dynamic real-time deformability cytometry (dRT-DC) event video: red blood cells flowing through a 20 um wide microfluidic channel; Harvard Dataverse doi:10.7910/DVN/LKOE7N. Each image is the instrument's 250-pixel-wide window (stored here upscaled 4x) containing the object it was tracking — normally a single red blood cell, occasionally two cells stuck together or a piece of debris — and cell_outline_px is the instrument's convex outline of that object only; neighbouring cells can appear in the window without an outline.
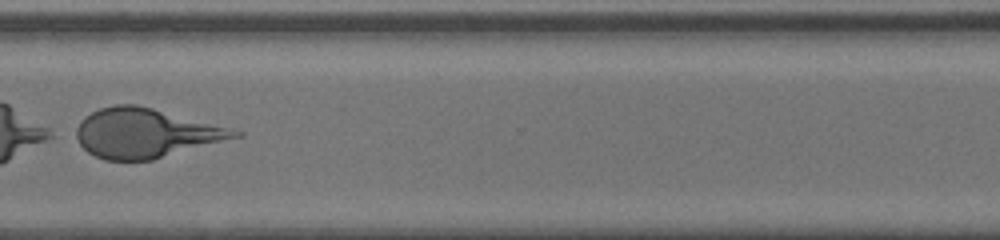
{"species": "human", "species_latin": "Homo sapiens", "temperature_condition": "room temperature", "stored_images_in_passage": 51, "camera_frame_rate_fps": 3000, "um_per_image_px": 0.085, "donor": {"sex": "male"}, "frame": {"image": 1, "passage_image": 43, "time_ms": 14.0, "image_size_px": [1000, 240], "cell_outline_px": [[244, 136], [152, 160], [104, 160], [88, 152], [80, 144], [76, 136], [76, 128], [80, 120], [84, 116], [100, 108], [116, 104], [136, 104], [152, 108], [244, 132]], "centroid_in_image_um": [12.36, 11.32], "position_along_channel_um": 358.2, "area_um2": 45.26}}